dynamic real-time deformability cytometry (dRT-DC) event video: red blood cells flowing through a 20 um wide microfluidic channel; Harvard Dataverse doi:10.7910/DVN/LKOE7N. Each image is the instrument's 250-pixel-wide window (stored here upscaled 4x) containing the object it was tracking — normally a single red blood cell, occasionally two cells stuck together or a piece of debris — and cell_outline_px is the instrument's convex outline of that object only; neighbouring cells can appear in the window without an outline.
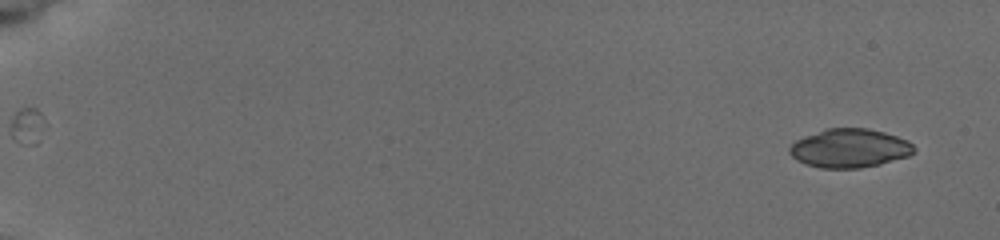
{"species": "common noctule bat (a hibernating species)", "species_latin": "Nyctalus noctula", "temperature_condition": "cold", "stored_images_in_passage": 6, "camera_frame_rate_fps": 3000, "um_per_image_px": 0.085, "animal": {"sex": "female", "body_mass_g": 19.5, "forearm_length_mm": 54.1}, "frame": {"image": 1, "passage_image": 1, "time_ms": 0.0, "image_size_px": [1000, 240], "cell_outline_px": [[916, 152], [908, 156], [880, 164], [860, 168], [820, 168], [804, 164], [796, 160], [788, 152], [788, 148], [796, 140], [804, 136], [828, 128], [868, 128], [884, 132], [908, 140], [916, 148]], "centroid_in_image_um": [72.21, 12.6], "position_along_channel_um": 12.8, "area_um2": 28.26}}
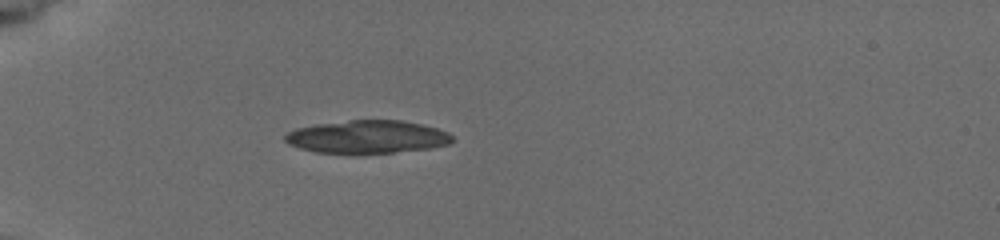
{"frame": {"image": 2, "passage_image": 6, "time_ms": 5.0, "image_size_px": [1000, 240], "cell_outline_px": [[452, 140], [448, 144], [428, 148], [392, 152], [316, 152], [300, 148], [288, 144], [284, 140], [284, 136], [288, 132], [296, 128], [316, 124], [348, 120], [400, 120], [424, 124], [448, 132], [452, 136]], "centroid_in_image_um": [31.2, 11.61], "position_along_channel_um": 53.8, "area_um2": 31.67}}